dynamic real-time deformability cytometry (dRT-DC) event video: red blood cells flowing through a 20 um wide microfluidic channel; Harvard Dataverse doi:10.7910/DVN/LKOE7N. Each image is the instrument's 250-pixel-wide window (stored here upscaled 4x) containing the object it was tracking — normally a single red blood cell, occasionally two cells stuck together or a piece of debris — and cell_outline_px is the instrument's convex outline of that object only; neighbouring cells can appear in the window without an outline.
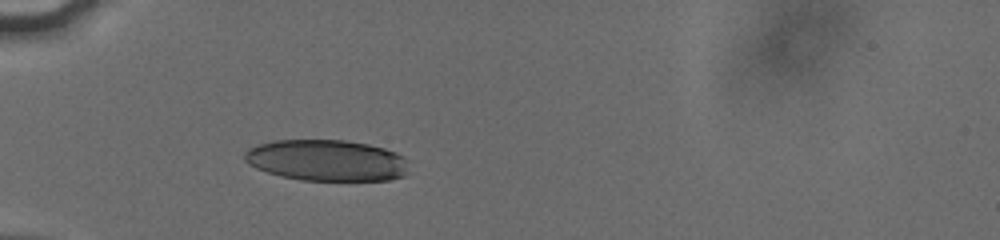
{"species": "human", "species_latin": "Homo sapiens", "temperature_condition": "cold", "stored_images_in_passage": 6, "camera_frame_rate_fps": 3000, "um_per_image_px": 0.085, "donor": {"sex": "male"}, "frame": {"image": 1, "passage_image": 3, "time_ms": 1.667, "image_size_px": [1000, 240], "cell_outline_px": [[404, 176], [388, 180], [300, 180], [280, 176], [256, 168], [248, 164], [244, 160], [244, 152], [248, 148], [272, 140], [344, 140], [368, 144], [384, 148], [396, 152], [404, 156]], "centroid_in_image_um": [27.7, 13.62], "position_along_channel_um": 57.3, "area_um2": 39.3}}
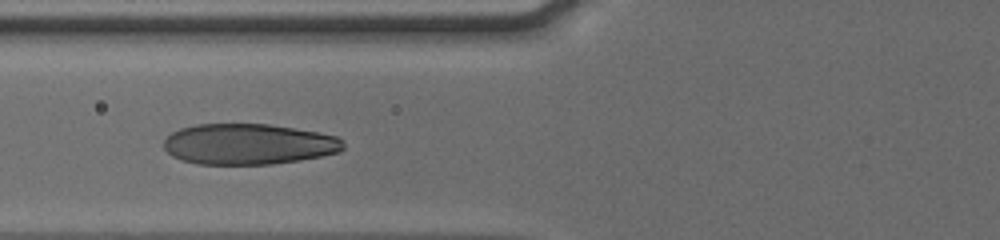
{"frame": {"image": 2, "passage_image": 5, "time_ms": 3.333, "image_size_px": [1000, 240], "cell_outline_px": [[344, 148], [340, 152], [300, 160], [272, 164], [196, 164], [180, 160], [172, 156], [164, 148], [164, 140], [172, 132], [180, 128], [196, 124], [268, 124], [320, 132], [336, 136], [344, 140]], "centroid_in_image_um": [21.13, 12.25], "position_along_channel_um": 104.7, "area_um2": 42.89}}